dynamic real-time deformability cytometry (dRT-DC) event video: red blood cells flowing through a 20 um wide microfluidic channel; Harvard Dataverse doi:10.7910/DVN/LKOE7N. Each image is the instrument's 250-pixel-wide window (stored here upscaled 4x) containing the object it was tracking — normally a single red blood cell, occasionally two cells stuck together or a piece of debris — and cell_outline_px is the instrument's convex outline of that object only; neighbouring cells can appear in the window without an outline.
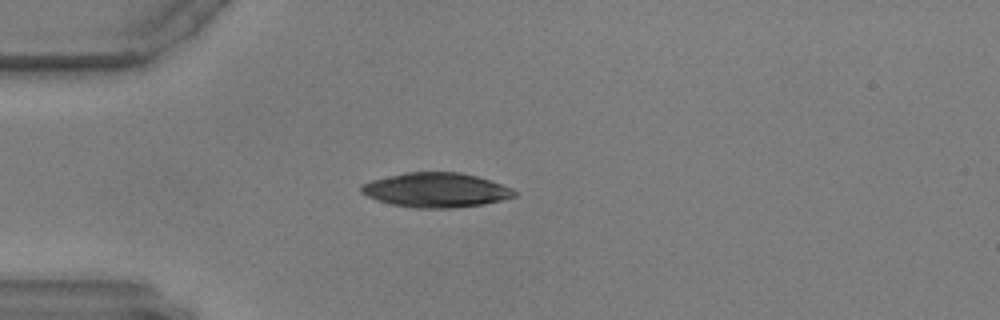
{"species": "common noctule bat (a hibernating species)", "species_latin": "Nyctalus noctula", "temperature_condition": "warm", "stored_images_in_passage": 43, "camera_frame_rate_fps": 3000, "um_per_image_px": 0.085, "animal": {"sex": "male", "body_mass_g": 17.9, "forearm_length_mm": 54.2}, "frame": {"image": 1, "passage_image": 1, "time_ms": 0.0, "image_size_px": [1000, 320], "cell_outline_px": [[516, 196], [484, 204], [452, 208], [416, 208], [392, 204], [368, 196], [360, 192], [360, 184], [372, 180], [404, 172], [460, 172], [492, 180], [512, 188], [516, 192]], "centroid_in_image_um": [37.07, 16.14], "position_along_channel_um": 47.9, "area_um2": 30.75}}
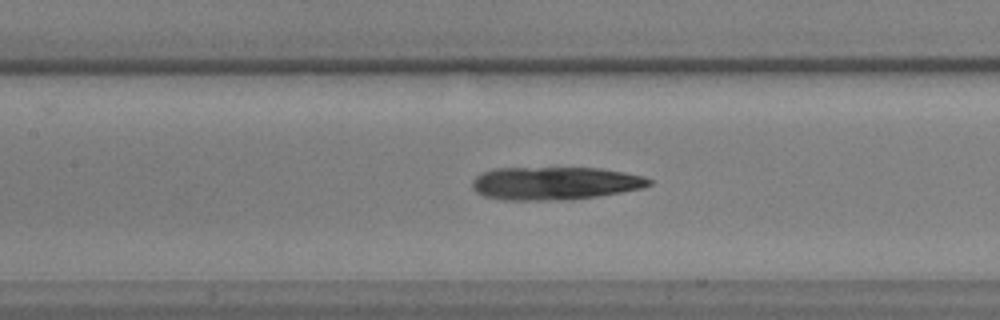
{"frame": {"image": 2, "passage_image": 12, "time_ms": 3.667, "image_size_px": [1000, 320], "cell_outline_px": [[652, 184], [644, 188], [572, 200], [504, 200], [484, 196], [476, 192], [472, 188], [472, 180], [476, 176], [484, 172], [496, 168], [600, 168], [624, 172], [644, 176], [652, 180]], "centroid_in_image_um": [47.17, 15.58], "position_along_channel_um": 160.2, "area_um2": 34.16}}
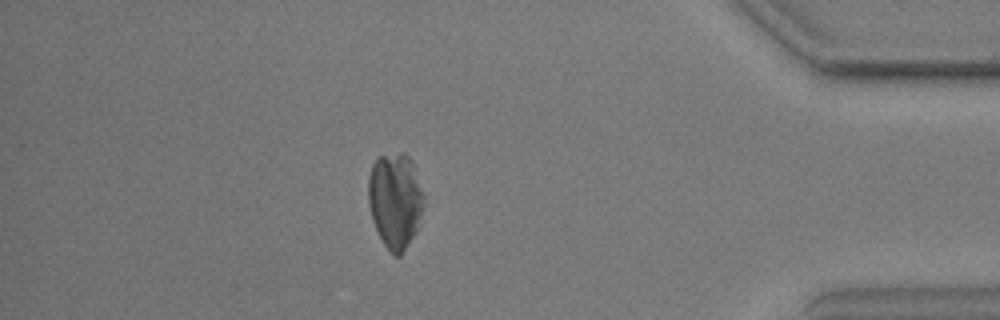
{"frame": {"image": 3, "passage_image": 36, "time_ms": 11.667, "image_size_px": [1000, 320], "cell_outline_px": [[424, 204], [416, 232], [400, 256], [396, 256], [384, 244], [372, 220], [368, 204], [368, 176], [372, 164], [376, 156], [400, 152], [404, 152], [412, 160], [424, 196]], "centroid_in_image_um": [33.58, 16.98], "position_along_channel_um": 401.6, "area_um2": 31.04}}